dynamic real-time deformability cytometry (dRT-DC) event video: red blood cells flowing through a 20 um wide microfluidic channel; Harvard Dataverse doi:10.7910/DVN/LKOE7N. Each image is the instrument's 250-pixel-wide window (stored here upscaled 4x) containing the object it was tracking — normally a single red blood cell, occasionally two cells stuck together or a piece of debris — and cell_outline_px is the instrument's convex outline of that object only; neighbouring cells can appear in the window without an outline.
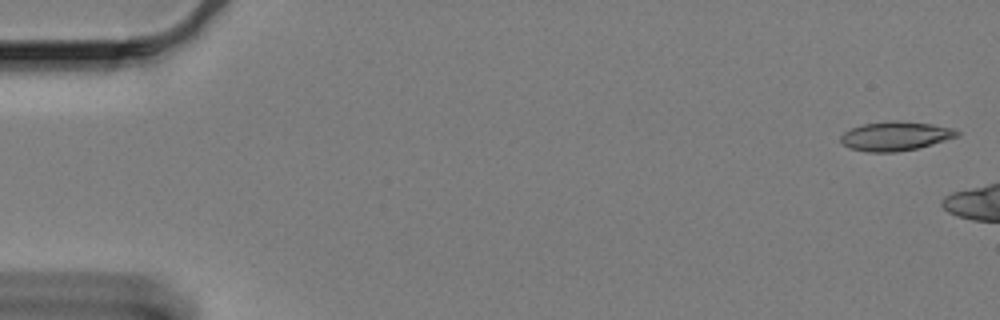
{"species": "Egyptian fruit bat (a non-hibernating species)", "species_latin": "Rousettus aegyptiacus", "temperature_condition": "cold", "stored_images_in_passage": 10, "camera_frame_rate_fps": 3000, "um_per_image_px": 0.085, "animal": {"sex": "female"}, "frame": {"image": 1, "passage_image": 1, "time_ms": 0.0, "image_size_px": [1000, 320], "cell_outline_px": [[960, 136], [932, 144], [916, 148], [896, 152], [868, 152], [848, 148], [840, 140], [840, 136], [844, 132], [852, 128], [864, 124], [888, 120], [900, 120], [932, 124], [952, 128], [960, 132]], "centroid_in_image_um": [76.11, 11.56], "position_along_channel_um": 8.9, "area_um2": 19.83}}